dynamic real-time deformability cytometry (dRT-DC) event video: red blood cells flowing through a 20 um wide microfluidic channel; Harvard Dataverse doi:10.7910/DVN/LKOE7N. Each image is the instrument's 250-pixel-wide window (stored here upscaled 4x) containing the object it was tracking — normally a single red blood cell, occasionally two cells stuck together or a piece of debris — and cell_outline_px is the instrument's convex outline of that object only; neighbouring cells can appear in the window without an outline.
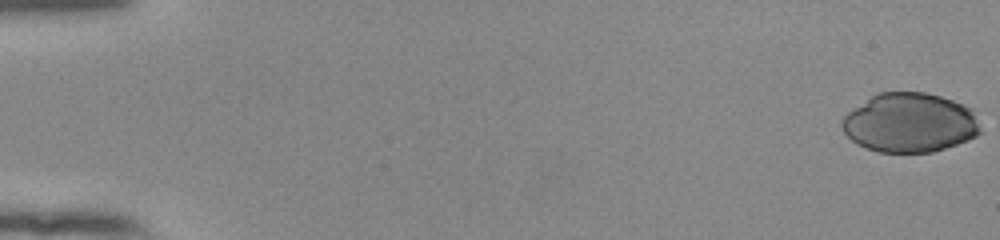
{"species": "human", "species_latin": "Homo sapiens", "temperature_condition": "room temperature", "stored_images_in_passage": 54, "camera_frame_rate_fps": 3000, "um_per_image_px": 0.085, "donor": {"sex": "female"}, "frame": {"image": 1, "passage_image": 1, "time_ms": 0.0, "image_size_px": [1000, 240], "cell_outline_px": [[980, 132], [976, 136], [968, 140], [932, 152], [880, 152], [856, 144], [844, 132], [840, 124], [844, 116], [848, 112], [876, 92], [924, 92], [940, 96], [964, 104], [972, 108], [980, 128]], "centroid_in_image_um": [77.32, 10.42], "position_along_channel_um": 7.7, "area_um2": 47.8}}
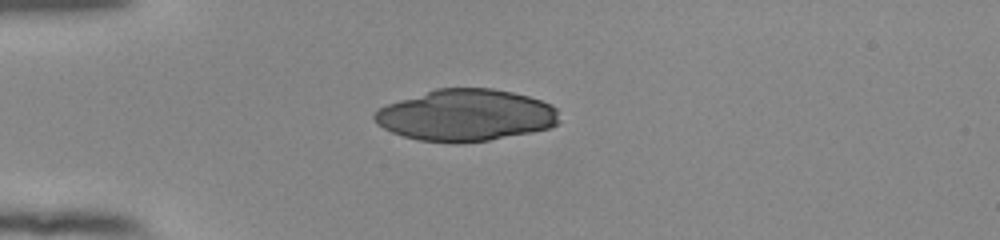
{"frame": {"image": 2, "passage_image": 16, "time_ms": 5.0, "image_size_px": [1000, 240], "cell_outline_px": [[560, 120], [556, 124], [548, 128], [532, 132], [488, 140], [456, 144], [420, 140], [404, 136], [392, 132], [376, 124], [372, 116], [376, 108], [436, 88], [492, 88], [512, 92], [528, 96], [552, 104], [556, 108]], "centroid_in_image_um": [39.58, 9.8], "position_along_channel_um": 45.4, "area_um2": 55.78}}